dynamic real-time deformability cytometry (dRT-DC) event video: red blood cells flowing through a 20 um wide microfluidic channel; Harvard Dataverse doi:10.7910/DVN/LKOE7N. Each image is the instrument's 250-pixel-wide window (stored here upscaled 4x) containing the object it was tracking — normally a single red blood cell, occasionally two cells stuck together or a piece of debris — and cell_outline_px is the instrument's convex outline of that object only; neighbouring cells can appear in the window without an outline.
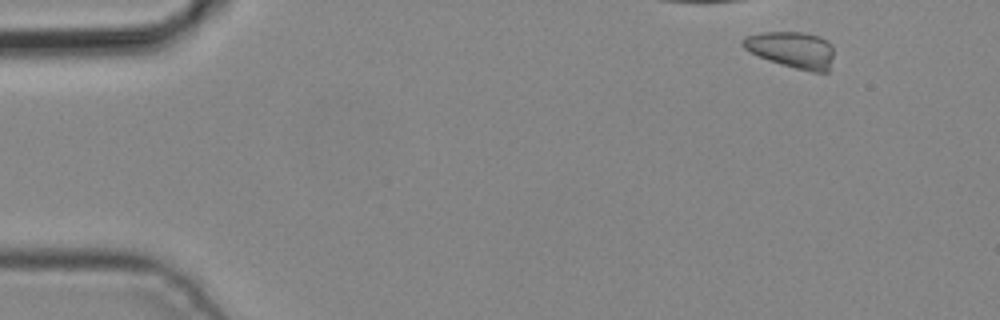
{"species": "common noctule bat (a hibernating species)", "species_latin": "Nyctalus noctula", "temperature_condition": "cold", "stored_images_in_passage": 5, "camera_frame_rate_fps": 3000, "um_per_image_px": 0.085, "animal": {"sex": "male", "body_mass_g": 19.2, "forearm_length_mm": 51.8}, "frame": {"image": 1, "passage_image": 1, "time_ms": 0.0, "image_size_px": [1000, 320], "cell_outline_px": [[832, 56], [828, 72], [812, 72], [780, 64], [768, 60], [744, 48], [740, 44], [740, 40], [748, 36], [764, 32], [804, 32], [820, 36], [828, 40], [832, 44]], "centroid_in_image_um": [67.32, 4.22], "position_along_channel_um": 17.7, "area_um2": 19.25}}
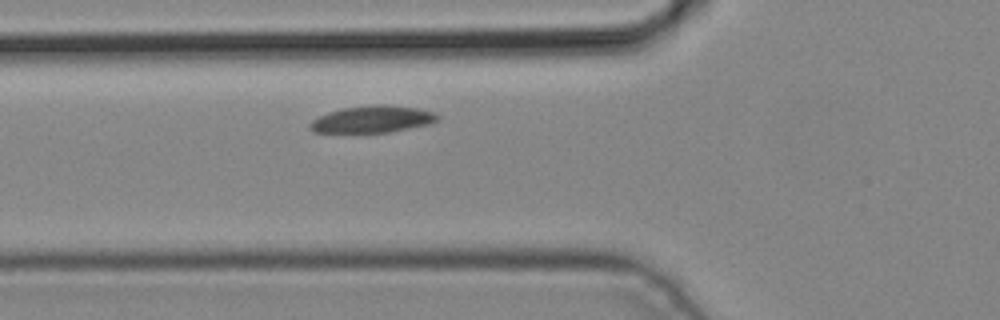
{"frame": {"image": 2, "passage_image": 5, "time_ms": 1.333, "image_size_px": [1000, 320], "cell_outline_px": [[440, 120], [428, 124], [388, 132], [312, 132], [308, 128], [308, 124], [312, 120], [328, 112], [344, 108], [376, 104], [384, 104], [416, 108], [436, 112], [440, 116]], "centroid_in_image_um": [31.67, 10.13], "position_along_channel_um": 94.1, "area_um2": 19.94}}